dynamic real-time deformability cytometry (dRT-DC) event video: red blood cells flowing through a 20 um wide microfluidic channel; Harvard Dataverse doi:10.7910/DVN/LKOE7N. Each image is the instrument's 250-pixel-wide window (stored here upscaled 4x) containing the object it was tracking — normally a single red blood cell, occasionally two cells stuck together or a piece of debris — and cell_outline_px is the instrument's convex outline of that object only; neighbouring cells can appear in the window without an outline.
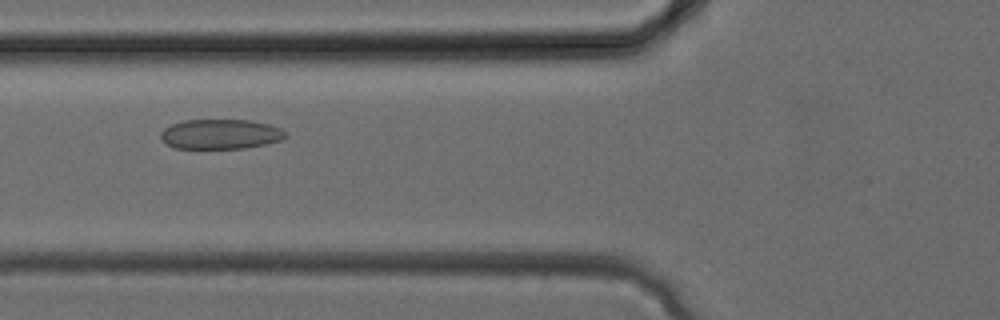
{"species": "common noctule bat (a hibernating species)", "species_latin": "Nyctalus noctula", "temperature_condition": "cold", "stored_images_in_passage": 26, "camera_frame_rate_fps": 3000, "um_per_image_px": 0.085, "animal": {"sex": "female", "body_mass_g": 24.6, "forearm_length_mm": 56.2}, "frame": {"image": 1, "passage_image": 5, "time_ms": 1.333, "image_size_px": [1000, 320], "cell_outline_px": [[288, 136], [280, 140], [264, 144], [244, 148], [172, 148], [160, 140], [160, 132], [164, 128], [172, 124], [184, 120], [248, 120], [268, 124], [280, 128]], "centroid_in_image_um": [18.68, 11.4], "position_along_channel_um": 107.1, "area_um2": 21.68}}
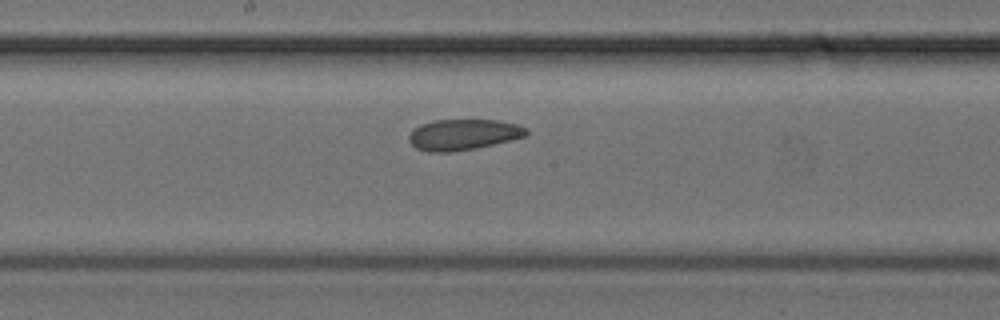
{"frame": {"image": 2, "passage_image": 10, "time_ms": 3.0, "image_size_px": [1000, 320], "cell_outline_px": [[528, 136], [476, 148], [448, 152], [428, 152], [416, 148], [408, 140], [408, 136], [412, 128], [420, 124], [436, 120], [496, 120], [516, 124], [528, 128]], "centroid_in_image_um": [39.36, 11.44], "position_along_channel_um": 208.8, "area_um2": 21.21}}
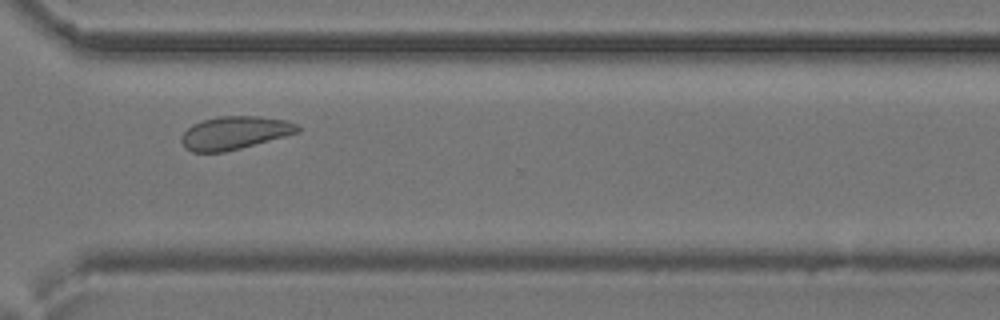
{"frame": {"image": 3, "passage_image": 17, "time_ms": 5.333, "image_size_px": [1000, 320], "cell_outline_px": [[300, 132], [240, 148], [224, 152], [192, 152], [184, 148], [180, 140], [180, 136], [192, 124], [204, 120], [220, 116], [260, 116], [288, 120], [296, 124], [300, 128]], "centroid_in_image_um": [19.93, 11.29], "position_along_channel_um": 350.7, "area_um2": 22.43}}